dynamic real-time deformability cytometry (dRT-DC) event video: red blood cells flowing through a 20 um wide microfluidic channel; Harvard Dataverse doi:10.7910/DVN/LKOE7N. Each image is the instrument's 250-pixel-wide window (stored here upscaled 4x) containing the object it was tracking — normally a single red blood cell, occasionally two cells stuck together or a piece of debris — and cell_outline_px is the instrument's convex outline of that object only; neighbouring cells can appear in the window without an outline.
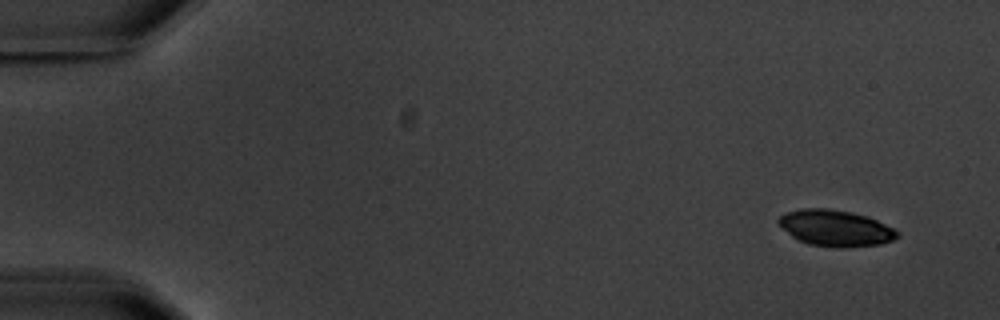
{"species": "common noctule bat (a hibernating species)", "species_latin": "Nyctalus noctula", "temperature_condition": "warm", "stored_images_in_passage": 6, "camera_frame_rate_fps": 3000, "um_per_image_px": 0.085, "animal": {"sex": "male", "body_mass_g": 20.1, "forearm_length_mm": 53.5}, "frame": {"image": 1, "passage_image": 1, "time_ms": 0.0, "image_size_px": [1000, 320], "cell_outline_px": [[900, 236], [892, 240], [880, 244], [848, 248], [840, 248], [808, 244], [792, 236], [776, 220], [780, 216], [788, 212], [800, 208], [828, 208], [852, 212], [868, 216], [896, 228], [900, 232]], "centroid_in_image_um": [71.09, 19.39], "position_along_channel_um": 13.9, "area_um2": 25.26}}
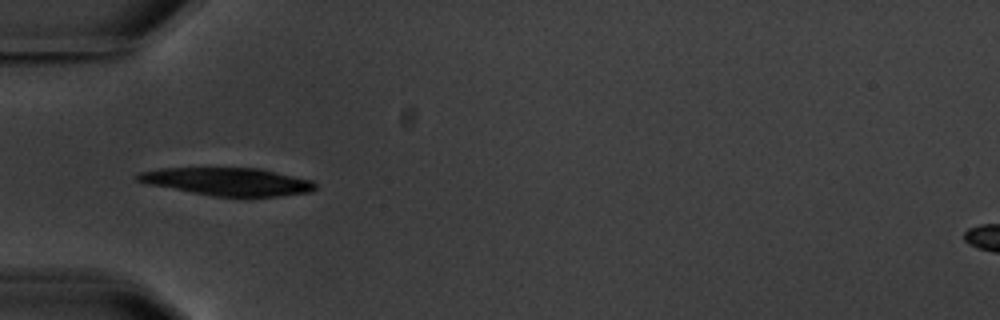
{"frame": {"image": 2, "passage_image": 5, "time_ms": 5.0, "image_size_px": [1000, 320], "cell_outline_px": [[316, 188], [312, 192], [280, 196], [212, 196], [148, 184], [136, 180], [132, 176], [140, 172], [160, 168], [260, 168], [312, 180], [316, 184]], "centroid_in_image_um": [19.35, 15.43], "position_along_channel_um": 65.7, "area_um2": 28.78}}